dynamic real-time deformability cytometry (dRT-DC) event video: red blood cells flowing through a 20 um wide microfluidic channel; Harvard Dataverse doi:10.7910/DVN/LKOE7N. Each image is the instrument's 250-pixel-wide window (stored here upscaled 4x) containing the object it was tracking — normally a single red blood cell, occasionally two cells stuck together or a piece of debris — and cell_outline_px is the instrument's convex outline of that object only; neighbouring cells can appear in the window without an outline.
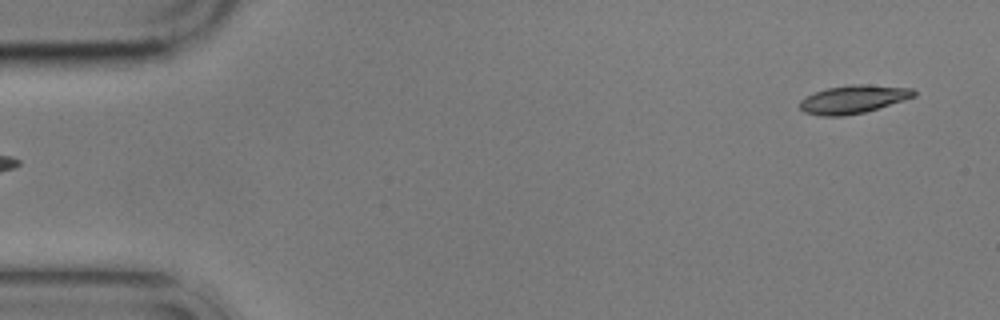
{"species": "common noctule bat (a hibernating species)", "species_latin": "Nyctalus noctula", "temperature_condition": "cold", "stored_images_in_passage": 2, "camera_frame_rate_fps": 3000, "um_per_image_px": 0.085, "animal": {"sex": "male", "body_mass_g": 17.9}, "frame": {"image": 1, "passage_image": 2, "time_ms": 1.333, "image_size_px": [1000, 320], "cell_outline_px": [[916, 96], [904, 100], [864, 112], [844, 116], [820, 116], [804, 112], [800, 108], [800, 100], [816, 92], [828, 88], [852, 84], [860, 84], [912, 88], [916, 92]], "centroid_in_image_um": [72.53, 8.44], "position_along_channel_um": 12.5, "area_um2": 18.5}}